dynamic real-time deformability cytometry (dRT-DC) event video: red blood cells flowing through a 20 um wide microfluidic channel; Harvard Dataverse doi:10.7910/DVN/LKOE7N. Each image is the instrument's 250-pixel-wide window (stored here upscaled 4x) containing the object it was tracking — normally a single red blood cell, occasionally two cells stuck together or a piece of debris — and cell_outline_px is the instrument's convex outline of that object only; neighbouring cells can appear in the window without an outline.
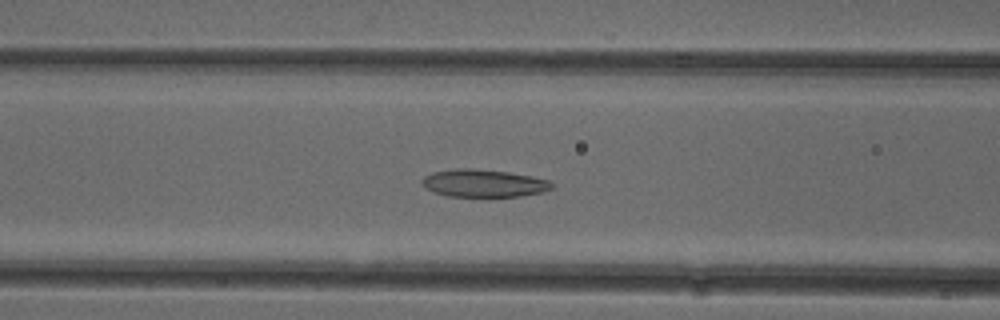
{"species": "common noctule bat (a hibernating species)", "species_latin": "Nyctalus noctula", "temperature_condition": "cold", "stored_images_in_passage": 53, "camera_frame_rate_fps": 3000, "um_per_image_px": 0.085, "animal": {"sex": "female"}, "frame": {"image": 1, "passage_image": 21, "time_ms": 6.667, "image_size_px": [1000, 320], "cell_outline_px": [[556, 184], [552, 188], [544, 192], [520, 196], [488, 200], [448, 196], [432, 192], [424, 188], [420, 184], [420, 180], [424, 176], [432, 172], [456, 168], [472, 168], [508, 172], [532, 176], [548, 180]], "centroid_in_image_um": [41.09, 15.63], "position_along_channel_um": 125.5, "area_um2": 22.2}}
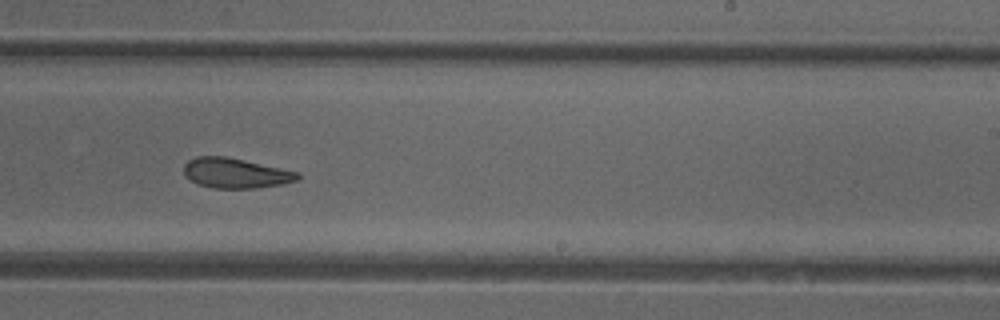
{"frame": {"image": 2, "passage_image": 32, "time_ms": 10.333, "image_size_px": [1000, 320], "cell_outline_px": [[300, 176], [296, 180], [284, 184], [256, 188], [212, 188], [200, 184], [192, 180], [184, 172], [184, 164], [188, 160], [196, 156], [224, 156], [244, 160], [300, 172]], "centroid_in_image_um": [20.05, 14.71], "position_along_channel_um": 269.0, "area_um2": 19.77}}
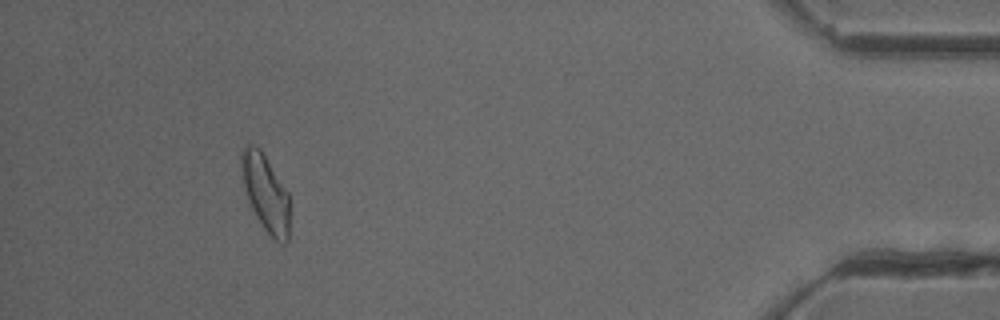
{"frame": {"image": 3, "passage_image": 48, "time_ms": 15.667, "image_size_px": [1000, 320], "cell_outline_px": [[288, 240], [284, 244], [280, 244], [264, 228], [248, 204], [244, 188], [240, 164], [240, 148], [244, 144], [252, 144], [260, 148], [288, 192]], "centroid_in_image_um": [22.52, 16.34], "position_along_channel_um": 412.7, "area_um2": 21.68}, "authors_computed_cell_mechanics": {"area_um2": 21.8484, "velocity_mm_per_s": 3.9127, "shape_relaxation_time_tau1_ms": null, "shape_relaxation_time_tau2_ms": 5.963, "deformation_change_tau1": null, "deformation_change_tau2": 0.1424}}